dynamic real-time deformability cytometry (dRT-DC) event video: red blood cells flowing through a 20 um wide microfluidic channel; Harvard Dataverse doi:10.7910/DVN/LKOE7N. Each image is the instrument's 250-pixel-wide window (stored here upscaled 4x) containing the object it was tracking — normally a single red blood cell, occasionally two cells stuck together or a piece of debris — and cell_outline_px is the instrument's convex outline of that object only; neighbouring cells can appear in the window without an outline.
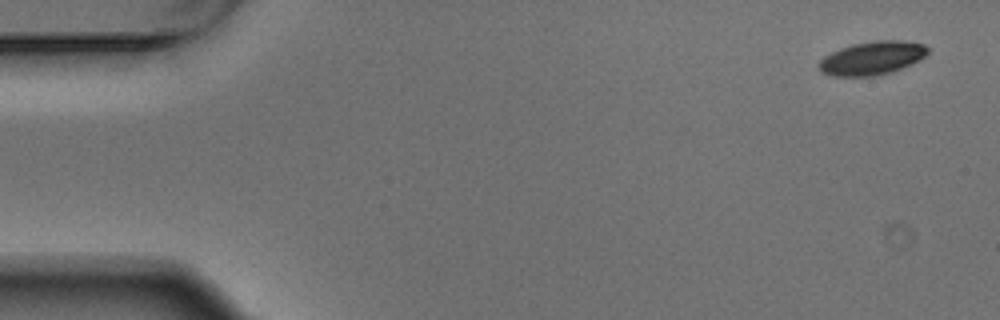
{"species": "Egyptian fruit bat (a non-hibernating species)", "species_latin": "Rousettus aegyptiacus", "temperature_condition": "warm", "stored_images_in_passage": 6, "segment_of_instrument_passage": [1, 2], "camera_frame_rate_fps": 3000, "um_per_image_px": 0.085, "animal": {"sex": "male"}, "frame": {"image": 1, "passage_image": 1, "time_ms": 0.0, "image_size_px": [1000, 320], "cell_outline_px": [[928, 52], [924, 56], [900, 68], [888, 72], [872, 76], [836, 76], [824, 72], [816, 64], [824, 56], [840, 48], [852, 44], [876, 40], [904, 40], [924, 44], [928, 48]], "centroid_in_image_um": [74.1, 4.91], "position_along_channel_um": 10.9, "area_um2": 20.81}}
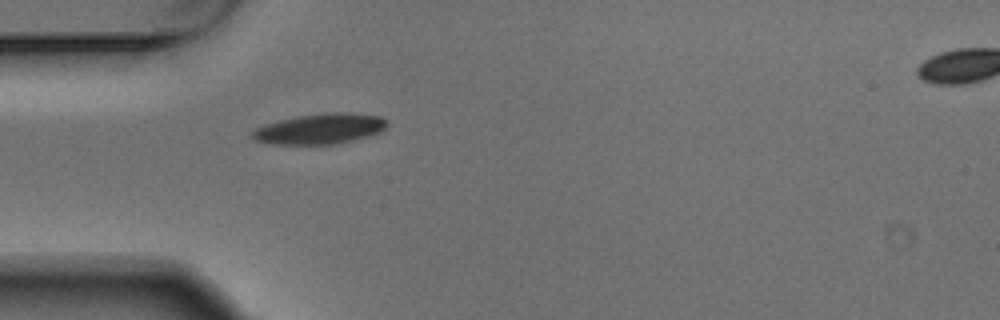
{"frame": {"image": 2, "passage_image": 5, "time_ms": 1.333, "image_size_px": [1000, 320], "cell_outline_px": [[388, 124], [380, 132], [340, 144], [272, 144], [256, 140], [252, 136], [252, 132], [256, 128], [264, 124], [280, 120], [300, 116], [328, 112], [348, 112], [380, 116]], "centroid_in_image_um": [27.21, 10.95], "position_along_channel_um": 57.8, "area_um2": 23.7}}